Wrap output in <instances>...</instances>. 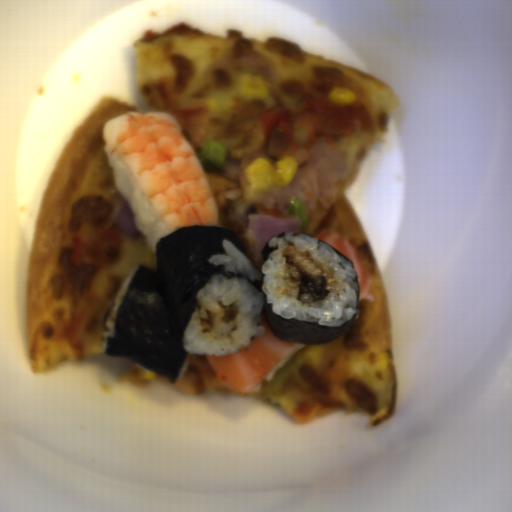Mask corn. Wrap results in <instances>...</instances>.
Here are the masks:
<instances>
[{
	"label": "corn",
	"mask_w": 512,
	"mask_h": 512,
	"mask_svg": "<svg viewBox=\"0 0 512 512\" xmlns=\"http://www.w3.org/2000/svg\"><path fill=\"white\" fill-rule=\"evenodd\" d=\"M356 98L357 95L353 91L344 87H334L328 94V99H330L331 103L343 107L351 105L356 101Z\"/></svg>",
	"instance_id": "corn-3"
},
{
	"label": "corn",
	"mask_w": 512,
	"mask_h": 512,
	"mask_svg": "<svg viewBox=\"0 0 512 512\" xmlns=\"http://www.w3.org/2000/svg\"><path fill=\"white\" fill-rule=\"evenodd\" d=\"M270 88L260 74H242L240 77V93L249 100H260L269 96Z\"/></svg>",
	"instance_id": "corn-2"
},
{
	"label": "corn",
	"mask_w": 512,
	"mask_h": 512,
	"mask_svg": "<svg viewBox=\"0 0 512 512\" xmlns=\"http://www.w3.org/2000/svg\"><path fill=\"white\" fill-rule=\"evenodd\" d=\"M298 167L293 155H286L276 162H270L265 156H258L241 174L240 185L244 199L257 202L270 187L288 186Z\"/></svg>",
	"instance_id": "corn-1"
}]
</instances>
